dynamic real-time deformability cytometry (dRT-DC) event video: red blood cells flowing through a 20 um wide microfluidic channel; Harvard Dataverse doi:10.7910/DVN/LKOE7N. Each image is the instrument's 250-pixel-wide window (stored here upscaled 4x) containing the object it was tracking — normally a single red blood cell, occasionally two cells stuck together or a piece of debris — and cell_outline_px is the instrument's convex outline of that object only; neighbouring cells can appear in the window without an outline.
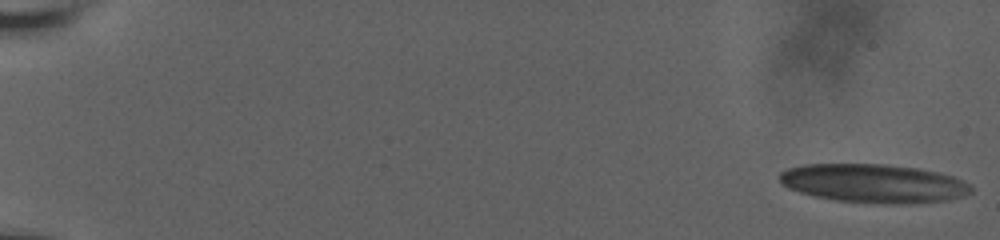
{"species": "human", "species_latin": "Homo sapiens", "temperature_condition": "room temperature", "stored_images_in_passage": 61, "camera_frame_rate_fps": 3000, "um_per_image_px": 0.085, "donor": {"sex": "male"}, "frame": {"image": 1, "passage_image": 1, "time_ms": 0.0, "image_size_px": [1000, 240], "cell_outline_px": [[972, 192], [964, 196], [948, 200], [908, 204], [900, 204], [836, 200], [816, 196], [800, 192], [788, 188], [780, 180], [780, 172], [788, 168], [804, 164], [884, 164], [916, 168], [936, 172], [952, 176], [968, 184], [972, 188]], "centroid_in_image_um": [74.26, 15.58], "position_along_channel_um": 10.7, "area_um2": 42.77}}
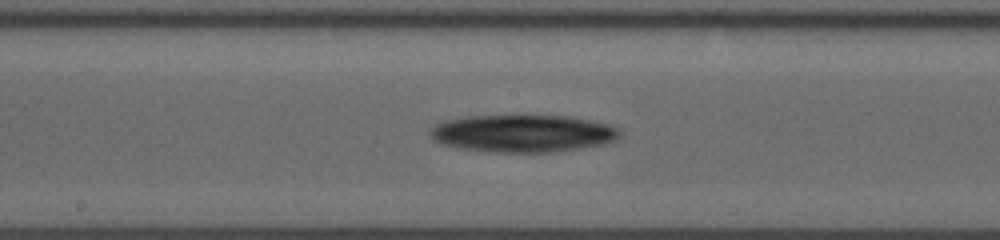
{"frame": {"image": 2, "passage_image": 35, "time_ms": 11.333, "image_size_px": [1000, 240], "cell_outline_px": [[620, 132], [612, 140], [604, 144], [580, 148], [552, 152], [496, 152], [464, 148], [440, 144], [432, 140], [428, 132], [436, 124], [448, 120], [468, 116], [568, 116], [612, 124], [620, 128]], "centroid_in_image_um": [44.43, 11.34], "position_along_channel_um": 203.8, "area_um2": 41.1}}
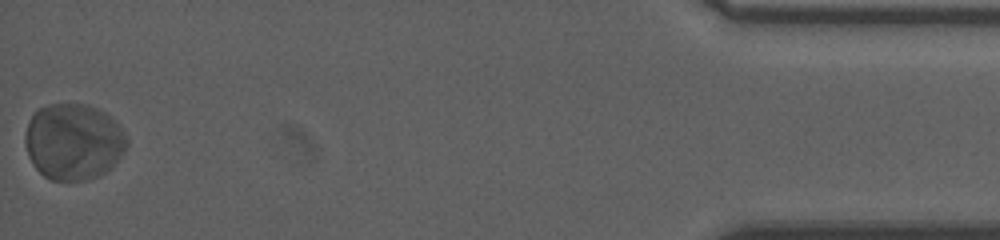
{"frame": {"image": 3, "passage_image": 61, "time_ms": 20.0, "image_size_px": [1000, 240], "cell_outline_px": [[128, 144], [124, 152], [100, 176], [88, 180], [52, 180], [44, 176], [32, 164], [28, 156], [24, 144], [24, 136], [28, 120], [40, 108], [48, 104], [88, 104], [112, 116], [120, 124], [128, 140]], "centroid_in_image_um": [6.24, 12.03], "position_along_channel_um": 429.0, "area_um2": 45.55}}